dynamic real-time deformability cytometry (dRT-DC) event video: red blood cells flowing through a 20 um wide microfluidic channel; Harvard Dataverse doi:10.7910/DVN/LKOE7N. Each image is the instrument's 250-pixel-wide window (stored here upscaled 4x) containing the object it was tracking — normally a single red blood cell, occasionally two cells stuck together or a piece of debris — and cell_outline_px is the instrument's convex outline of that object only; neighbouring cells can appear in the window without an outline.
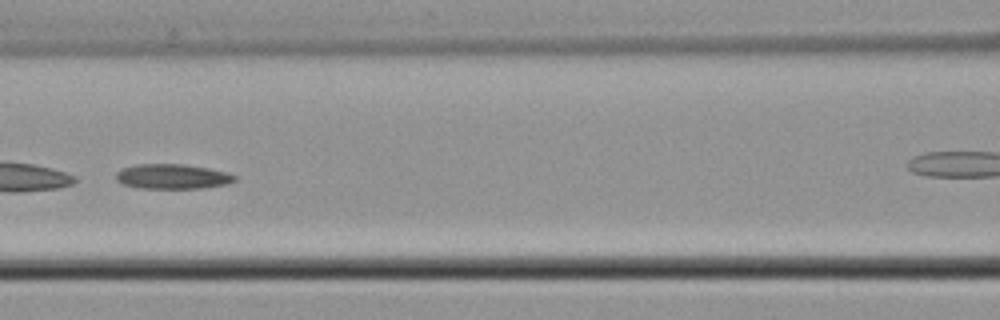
{"species": "common noctule bat (a hibernating species)", "species_latin": "Nyctalus noctula", "temperature_condition": "cold", "stored_images_in_passage": 42, "camera_frame_rate_fps": 3000, "um_per_image_px": 0.085, "animal": {"sex": "male", "body_mass_g": 21.5, "forearm_length_mm": 52.0}, "frame": {"image": 1, "passage_image": 13, "time_ms": 4.0, "image_size_px": [1000, 320], "cell_outline_px": [[236, 180], [228, 184], [204, 188], [144, 188], [124, 184], [116, 180], [116, 172], [124, 168], [136, 164], [184, 164], [208, 168], [224, 172], [236, 176]], "centroid_in_image_um": [14.67, 15.0], "position_along_channel_um": 151.9, "area_um2": 17.05}}